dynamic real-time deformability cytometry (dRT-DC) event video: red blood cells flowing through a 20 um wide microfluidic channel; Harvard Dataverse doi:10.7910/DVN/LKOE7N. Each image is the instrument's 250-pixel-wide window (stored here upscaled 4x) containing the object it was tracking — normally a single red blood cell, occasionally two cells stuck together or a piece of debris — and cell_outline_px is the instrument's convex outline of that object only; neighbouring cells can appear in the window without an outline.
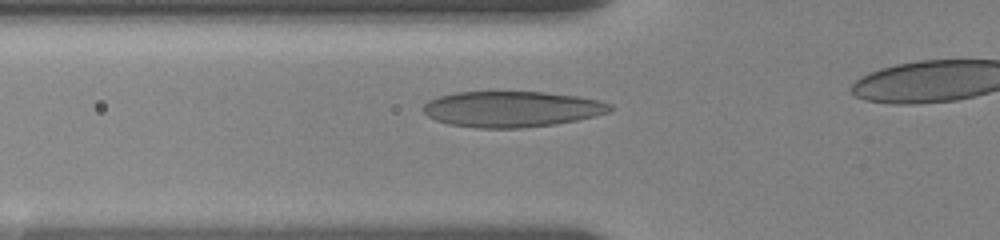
{"species": "human", "species_latin": "Homo sapiens", "temperature_condition": "room temperature", "stored_images_in_passage": 8, "camera_frame_rate_fps": 3000, "um_per_image_px": 0.085, "donor": {"sex": "female"}, "frame": {"image": 1, "passage_image": 2, "time_ms": 0.333, "image_size_px": [1000, 240], "cell_outline_px": [[616, 108], [608, 112], [576, 120], [556, 124], [520, 128], [480, 128], [448, 124], [436, 120], [428, 116], [424, 112], [424, 104], [428, 100], [440, 96], [456, 92], [544, 92], [576, 96], [596, 100], [612, 104]], "centroid_in_image_um": [43.5, 9.27], "position_along_channel_um": 82.3, "area_um2": 38.84}}